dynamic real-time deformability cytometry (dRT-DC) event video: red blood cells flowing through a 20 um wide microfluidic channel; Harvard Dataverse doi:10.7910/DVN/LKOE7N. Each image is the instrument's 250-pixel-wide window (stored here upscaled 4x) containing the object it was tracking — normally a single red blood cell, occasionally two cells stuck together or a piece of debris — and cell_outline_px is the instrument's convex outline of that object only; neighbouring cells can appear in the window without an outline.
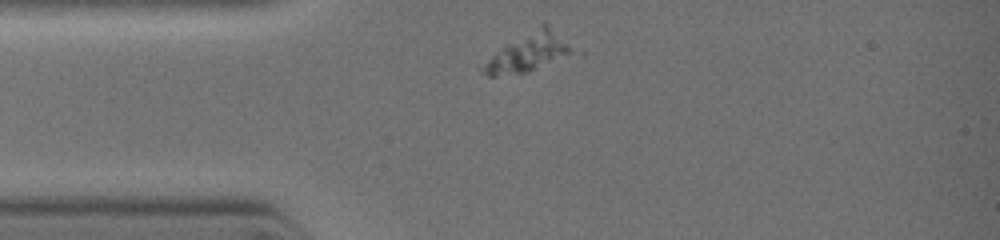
{"species": "common noctule bat (a hibernating species)", "species_latin": "Nyctalus noctula", "temperature_condition": "warm", "stored_images_in_passage": 6, "camera_frame_rate_fps": 3000, "um_per_image_px": 0.085, "animal": {"sex": "female", "body_mass_g": 19.0, "forearm_length_mm": 51.5}, "frame": {"image": 1, "passage_image": 1, "time_ms": 0.0, "image_size_px": [1000, 240], "cell_outline_px": [[568, 52], [528, 72], [496, 76], [488, 76], [480, 72], [480, 68], [492, 56], [544, 20], [548, 24], [568, 48]], "centroid_in_image_um": [44.75, 4.46], "position_along_channel_um": 40.3, "area_um2": 18.21}}
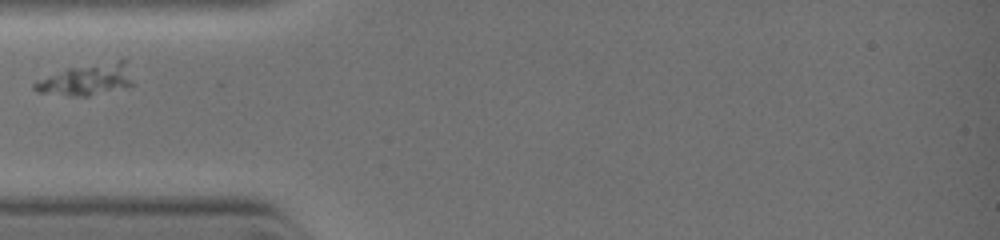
{"frame": {"image": 2, "passage_image": 3, "time_ms": 1.0, "image_size_px": [1000, 240], "cell_outline_px": [[132, 84], [88, 96], [72, 96], [36, 92], [32, 88], [32, 84], [68, 68], [120, 56], [124, 60], [132, 80]], "centroid_in_image_um": [7.39, 6.71], "position_along_channel_um": 77.6, "area_um2": 17.98}}